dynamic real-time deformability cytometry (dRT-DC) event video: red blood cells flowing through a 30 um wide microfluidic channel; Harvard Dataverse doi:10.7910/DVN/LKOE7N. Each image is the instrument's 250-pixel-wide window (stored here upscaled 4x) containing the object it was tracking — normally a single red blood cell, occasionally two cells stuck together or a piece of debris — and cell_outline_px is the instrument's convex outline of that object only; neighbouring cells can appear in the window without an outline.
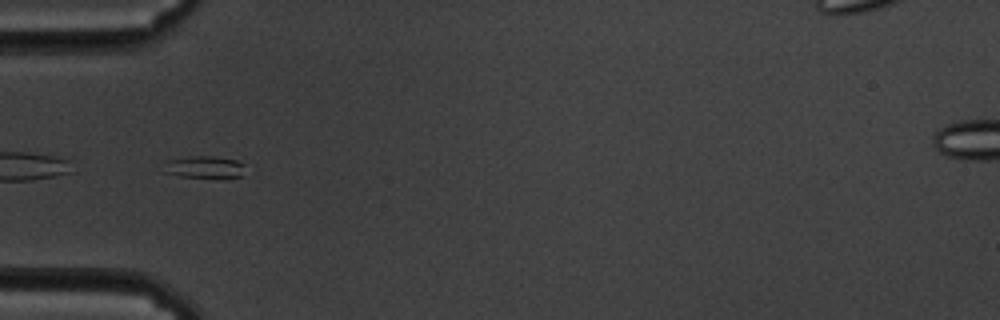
{"species": "common noctule bat (a hibernating species)", "species_latin": "Nyctalus noctula", "temperature_condition": "cold", "stored_images_in_passage": 41, "camera_frame_rate_fps": 3000, "um_per_image_px": 0.085, "animal": {"sex": "male", "body_mass_g": 19.5, "forearm_length_mm": 54.6}, "frame": {"image": 1, "passage_image": 1, "time_ms": 0.0, "image_size_px": [1000, 320], "cell_outline_px": [[244, 164], [240, 176], [180, 176], [160, 172], [164, 160], [192, 156], [212, 156], [236, 160]], "centroid_in_image_um": [17.2, 14.16], "position_along_channel_um": 67.8, "area_um2": 10.29}}
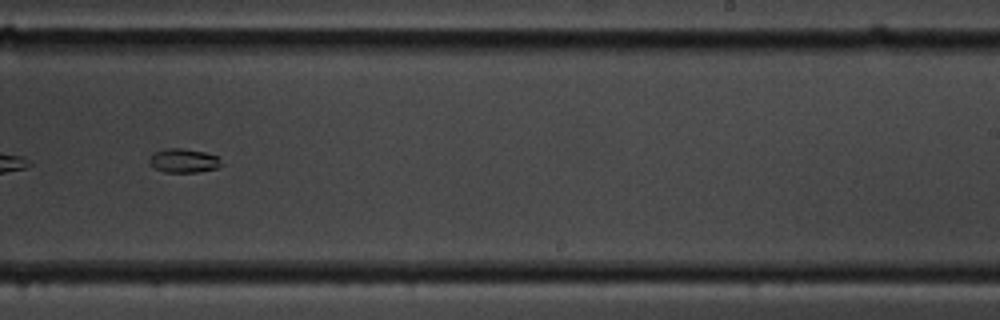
{"frame": {"image": 2, "passage_image": 19, "time_ms": 6.0, "image_size_px": [1000, 320], "cell_outline_px": [[224, 164], [220, 168], [196, 172], [164, 172], [152, 168], [148, 164], [148, 160], [152, 152], [168, 148], [184, 148], [204, 152], [220, 156]], "centroid_in_image_um": [15.62, 13.66], "position_along_channel_um": 273.4, "area_um2": 10.52}}
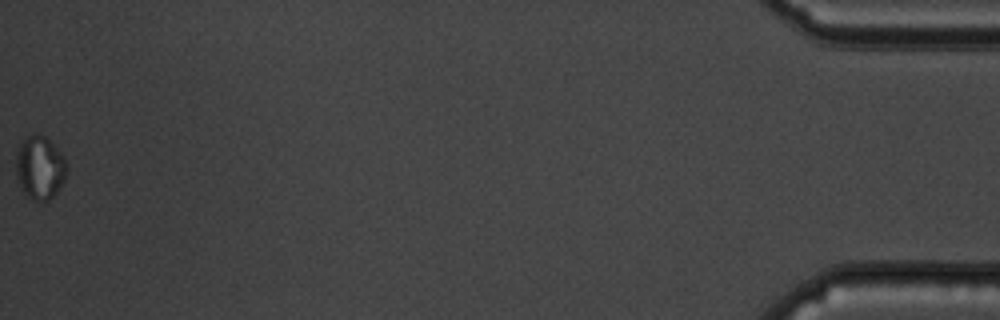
{"frame": {"image": 3, "passage_image": 41, "time_ms": 13.333, "image_size_px": [1000, 320], "cell_outline_px": [[68, 168], [64, 180], [56, 192], [48, 200], [40, 204], [32, 200], [20, 188], [16, 176], [16, 152], [20, 144], [28, 136], [44, 136], [64, 156], [68, 164]], "centroid_in_image_um": [3.39, 14.31], "position_along_channel_um": 431.8, "area_um2": 18.73}}